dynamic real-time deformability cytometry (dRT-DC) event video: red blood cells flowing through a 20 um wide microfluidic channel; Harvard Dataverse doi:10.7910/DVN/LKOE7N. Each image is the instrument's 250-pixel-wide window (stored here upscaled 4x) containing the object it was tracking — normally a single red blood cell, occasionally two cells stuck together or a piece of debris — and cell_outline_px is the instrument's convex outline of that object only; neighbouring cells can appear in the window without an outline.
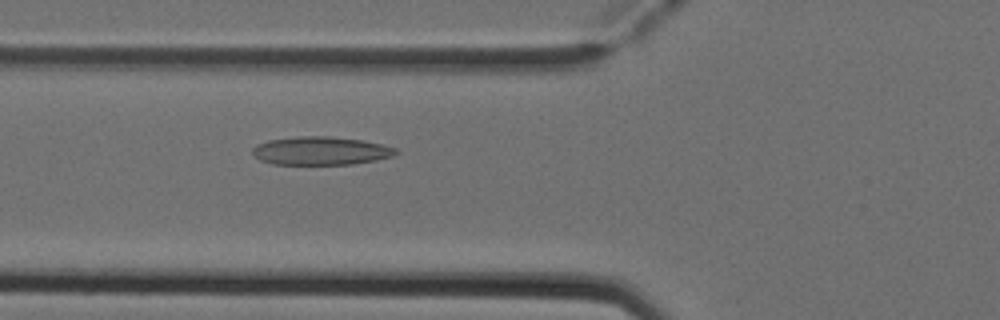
{"species": "Egyptian fruit bat (a non-hibernating species)", "species_latin": "Rousettus aegyptiacus", "temperature_condition": "cold", "stored_images_in_passage": 31, "camera_frame_rate_fps": 3000, "um_per_image_px": 0.085, "animal": {"sex": "female"}, "frame": {"image": 1, "passage_image": 5, "time_ms": 1.333, "image_size_px": [1000, 320], "cell_outline_px": [[400, 152], [392, 156], [376, 160], [352, 164], [272, 164], [260, 160], [252, 152], [252, 148], [256, 144], [268, 140], [296, 136], [328, 136], [360, 140], [380, 144], [396, 148]], "centroid_in_image_um": [27.24, 12.82], "position_along_channel_um": 98.6, "area_um2": 23.58}}
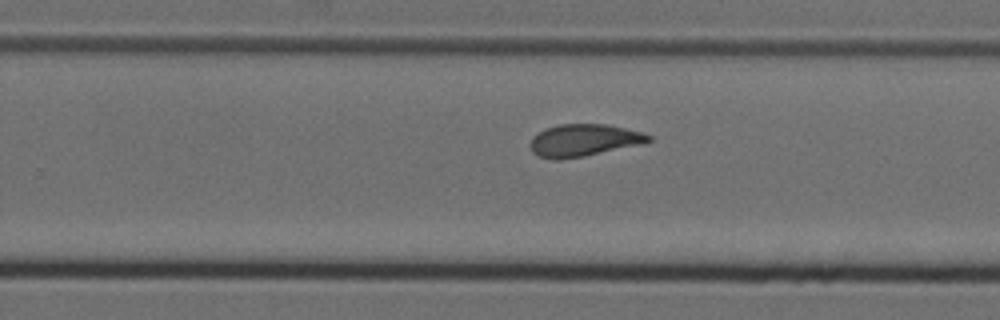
{"frame": {"image": 2, "passage_image": 19, "time_ms": 6.0, "image_size_px": [1000, 320], "cell_outline_px": [[652, 140], [648, 144], [584, 156], [560, 160], [552, 160], [540, 156], [532, 152], [528, 144], [532, 136], [536, 132], [544, 128], [560, 124], [604, 124], [644, 132], [652, 136]], "centroid_in_image_um": [49.64, 11.93], "position_along_channel_um": 280.2, "area_um2": 22.83}}
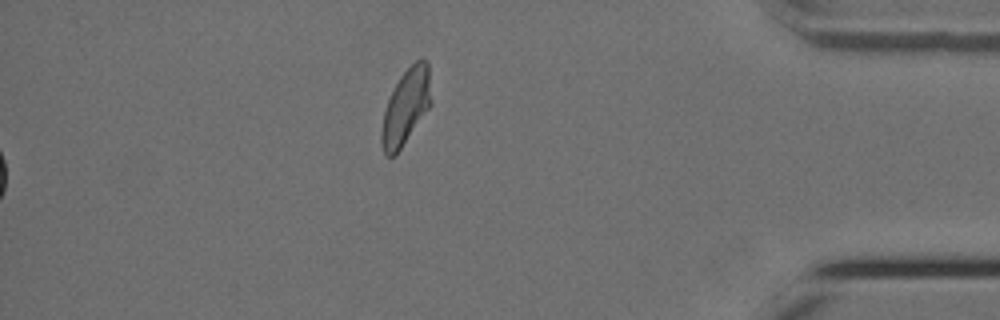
{"frame": {"image": 3, "passage_image": 31, "time_ms": 10.0, "image_size_px": [1000, 320], "cell_outline_px": [[432, 104], [396, 156], [384, 156], [380, 140], [380, 132], [384, 112], [388, 100], [400, 76], [416, 60], [424, 60], [428, 64]], "centroid_in_image_um": [34.49, 9.15], "position_along_channel_um": 400.7, "area_um2": 21.85}, "authors_computed_cell_mechanics": {"area_um2": 22.4842, "velocity_mm_per_s": 3.8982, "shape_relaxation_time_tau1_ms": null, "shape_relaxation_time_tau2_ms": 1.5519, "deformation_change_tau1": null, "deformation_change_tau2": 0.0828}}